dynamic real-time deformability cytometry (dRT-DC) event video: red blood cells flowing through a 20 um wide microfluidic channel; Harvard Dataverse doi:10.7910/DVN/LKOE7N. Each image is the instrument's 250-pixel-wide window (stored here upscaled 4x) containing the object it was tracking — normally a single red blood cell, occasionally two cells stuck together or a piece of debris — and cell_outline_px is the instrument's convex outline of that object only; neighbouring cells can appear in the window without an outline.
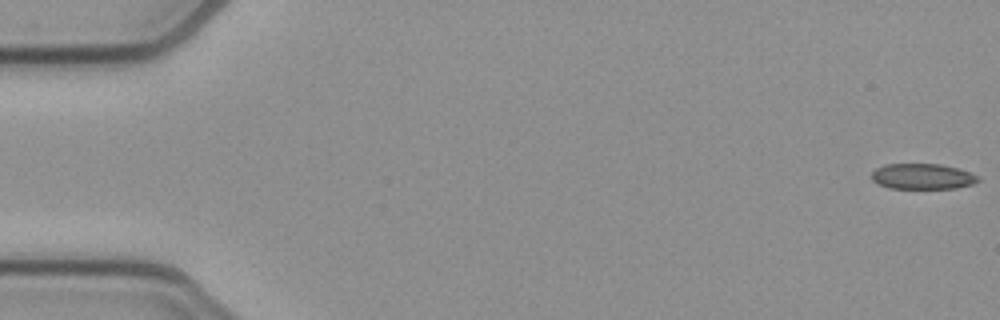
{"species": "common noctule bat (a hibernating species)", "species_latin": "Nyctalus noctula", "temperature_condition": "cold", "stored_images_in_passage": 53, "camera_frame_rate_fps": 3000, "um_per_image_px": 0.085, "animal": {"sex": "female", "body_mass_g": 21.9}, "frame": {"image": 1, "passage_image": 1, "time_ms": 0.0, "image_size_px": [1000, 320], "cell_outline_px": [[980, 180], [972, 184], [956, 188], [888, 188], [876, 184], [872, 180], [872, 172], [876, 168], [884, 164], [940, 164], [956, 168], [980, 176]], "centroid_in_image_um": [78.38, 15.0], "position_along_channel_um": 6.6, "area_um2": 15.9}}
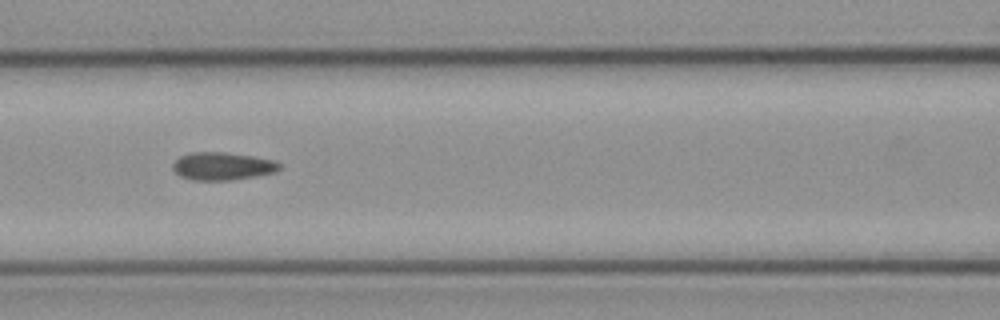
{"frame": {"image": 2, "passage_image": 23, "time_ms": 7.333, "image_size_px": [1000, 320], "cell_outline_px": [[284, 164], [276, 172], [256, 176], [232, 180], [192, 180], [180, 176], [172, 168], [172, 164], [180, 156], [188, 152], [224, 152], [252, 156], [276, 160]], "centroid_in_image_um": [18.94, 14.12], "position_along_channel_um": 147.7, "area_um2": 17.51}}
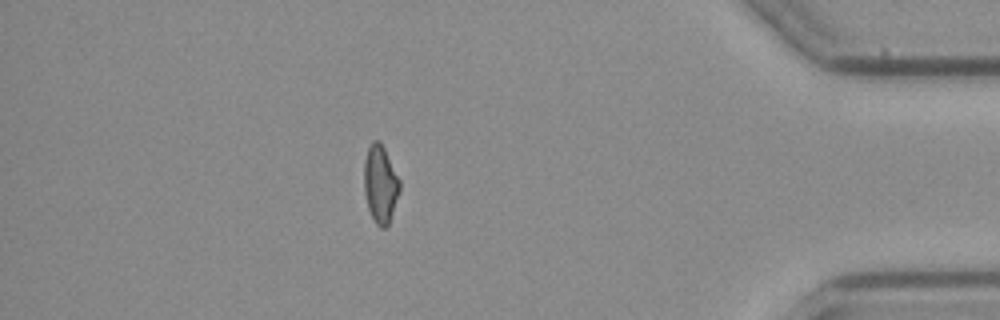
{"frame": {"image": 3, "passage_image": 46, "time_ms": 15.0, "image_size_px": [1000, 320], "cell_outline_px": [[400, 192], [388, 224], [384, 228], [380, 228], [376, 224], [368, 208], [364, 192], [364, 160], [368, 148], [372, 140], [380, 140], [400, 180]], "centroid_in_image_um": [32.32, 15.63], "position_along_channel_um": 402.9, "area_um2": 16.13}, "authors_computed_cell_mechanics": {"area_um2": 16.9932, "velocity_mm_per_s": 3.9199, "shape_relaxation_time_tau1_ms": null, "shape_relaxation_time_tau2_ms": 1.9622, "deformation_change_tau1": null, "deformation_change_tau2": 0.0905}}